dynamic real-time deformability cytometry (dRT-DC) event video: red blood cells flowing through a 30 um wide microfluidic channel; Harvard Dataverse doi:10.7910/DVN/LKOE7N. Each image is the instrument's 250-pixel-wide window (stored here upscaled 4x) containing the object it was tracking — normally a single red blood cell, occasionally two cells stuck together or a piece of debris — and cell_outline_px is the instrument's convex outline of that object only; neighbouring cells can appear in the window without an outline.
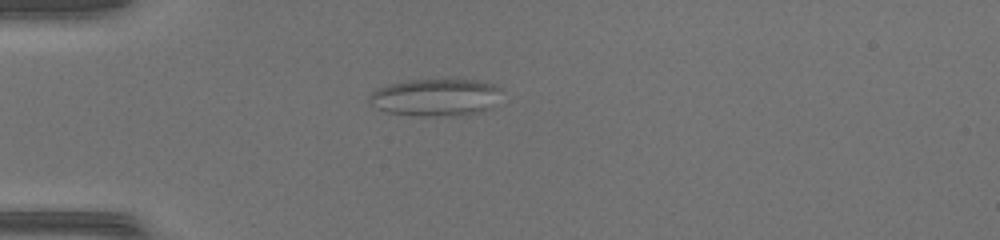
{"species": "common noctule bat (a hibernating species)", "species_latin": "Nyctalus noctula", "temperature_condition": "warm", "stored_images_in_passage": 32, "camera_frame_rate_fps": 3000, "um_per_image_px": 0.085, "animal": {"sex": "female", "body_mass_g": 17.0, "forearm_length_mm": 48.0}, "frame": {"image": 1, "passage_image": 1, "time_ms": 0.0, "image_size_px": [1000, 240], "cell_outline_px": [[500, 88], [488, 108], [484, 112], [464, 116], [408, 116], [384, 112], [376, 108], [368, 100], [372, 92], [388, 84], [412, 80], [468, 80], [488, 84]], "centroid_in_image_um": [36.92, 8.32], "position_along_channel_um": 48.1, "area_um2": 28.38}}
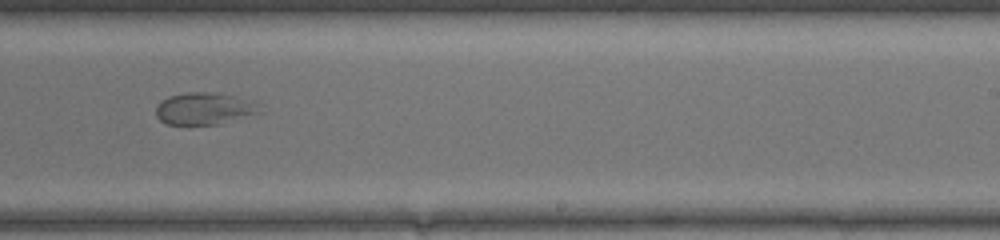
{"frame": {"image": 2, "passage_image": 18, "time_ms": 5.667, "image_size_px": [1000, 240], "cell_outline_px": [[256, 112], [220, 124], [168, 124], [160, 120], [156, 116], [156, 108], [168, 96], [188, 92], [208, 92], [236, 96], [248, 104]], "centroid_in_image_um": [17.16, 9.24], "position_along_channel_um": 271.8, "area_um2": 18.09}}
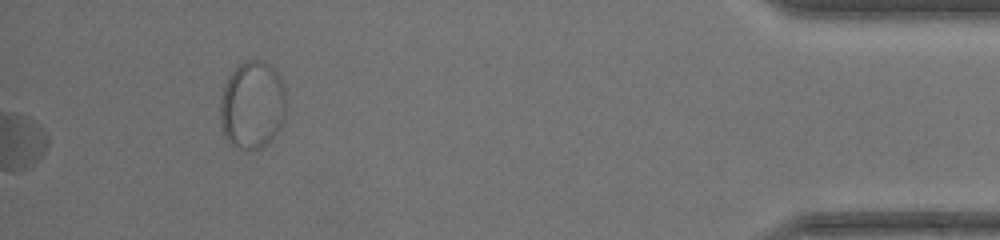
{"frame": {"image": 3, "passage_image": 32, "time_ms": 10.333, "image_size_px": [1000, 240], "cell_outline_px": [[284, 120], [280, 128], [260, 148], [248, 152], [232, 144], [224, 136], [220, 124], [220, 100], [224, 88], [232, 72], [244, 60], [256, 60], [272, 68], [280, 80], [284, 88]], "centroid_in_image_um": [21.41, 8.97], "position_along_channel_um": 413.8, "area_um2": 33.12}}